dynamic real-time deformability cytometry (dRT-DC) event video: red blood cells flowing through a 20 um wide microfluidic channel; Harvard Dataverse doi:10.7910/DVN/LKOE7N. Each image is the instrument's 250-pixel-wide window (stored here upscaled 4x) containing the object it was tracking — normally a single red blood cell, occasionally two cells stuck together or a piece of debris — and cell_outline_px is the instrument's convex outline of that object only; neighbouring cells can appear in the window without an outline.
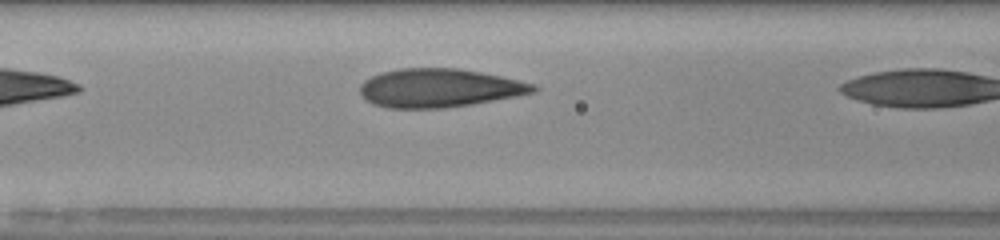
{"species": "human", "species_latin": "Homo sapiens", "temperature_condition": "room temperature", "stored_images_in_passage": 6, "camera_frame_rate_fps": 3000, "um_per_image_px": 0.085, "donor": {"sex": "male"}, "frame": {"image": 1, "passage_image": 5, "time_ms": 1.333, "image_size_px": [1000, 240], "cell_outline_px": [[540, 88], [536, 92], [516, 96], [472, 104], [444, 108], [388, 108], [372, 104], [360, 92], [360, 84], [364, 80], [380, 72], [400, 68], [456, 68], [480, 72], [520, 80], [536, 84]], "centroid_in_image_um": [37.35, 7.48], "position_along_channel_um": 129.2, "area_um2": 39.02}}